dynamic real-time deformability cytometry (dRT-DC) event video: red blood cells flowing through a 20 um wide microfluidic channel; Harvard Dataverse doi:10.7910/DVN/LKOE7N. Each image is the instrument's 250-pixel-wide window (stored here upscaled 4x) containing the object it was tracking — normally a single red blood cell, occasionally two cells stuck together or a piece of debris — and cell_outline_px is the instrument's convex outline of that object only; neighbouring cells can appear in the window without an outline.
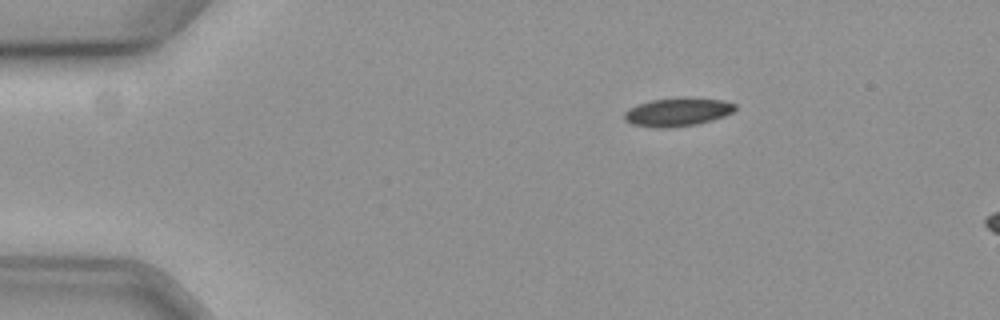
{"species": "common noctule bat (a hibernating species)", "species_latin": "Nyctalus noctula", "temperature_condition": "cold", "stored_images_in_passage": 5, "camera_frame_rate_fps": 3000, "um_per_image_px": 0.085, "animal": {"sex": "female", "body_mass_g": 19.3, "forearm_length_mm": 54.1}, "frame": {"image": 1, "passage_image": 1, "time_ms": 0.0, "image_size_px": [1000, 320], "cell_outline_px": [[736, 108], [732, 112], [724, 116], [712, 120], [696, 124], [668, 128], [660, 128], [632, 124], [624, 120], [624, 112], [640, 104], [652, 100], [688, 96], [720, 100], [736, 104]], "centroid_in_image_um": [57.61, 9.51], "position_along_channel_um": 27.4, "area_um2": 18.26}}